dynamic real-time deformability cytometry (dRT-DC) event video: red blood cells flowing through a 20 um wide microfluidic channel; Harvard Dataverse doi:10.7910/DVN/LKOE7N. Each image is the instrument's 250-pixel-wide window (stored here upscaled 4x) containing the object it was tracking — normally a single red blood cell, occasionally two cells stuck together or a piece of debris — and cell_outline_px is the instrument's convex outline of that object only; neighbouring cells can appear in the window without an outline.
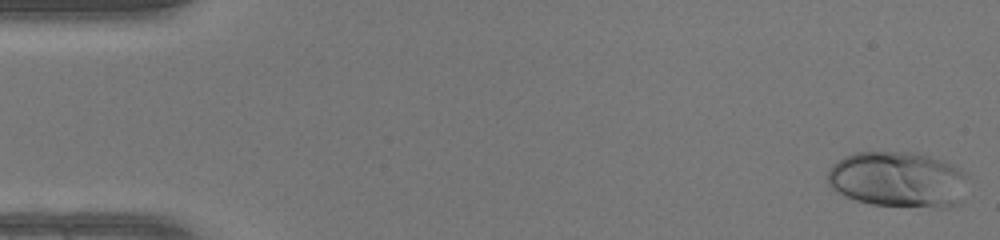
{"species": "human", "species_latin": "Homo sapiens", "temperature_condition": "warm", "stored_images_in_passage": 48, "camera_frame_rate_fps": 3000, "um_per_image_px": 0.085, "donor": {"sex": "female"}, "frame": {"image": 1, "passage_image": 1, "time_ms": 0.0, "image_size_px": [1000, 240], "cell_outline_px": [[968, 176], [960, 200], [956, 204], [944, 208], [940, 208], [872, 204], [856, 200], [844, 196], [836, 192], [828, 184], [828, 168], [832, 164], [844, 156], [856, 152], [908, 152], [928, 156], [944, 160], [964, 172]], "centroid_in_image_um": [76.3, 15.26], "position_along_channel_um": 8.7, "area_um2": 45.72}}
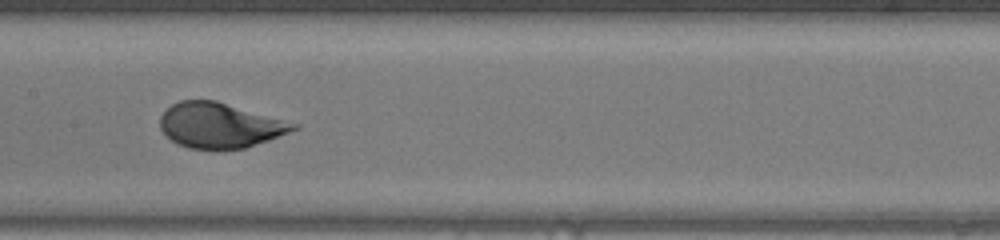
{"frame": {"image": 2, "passage_image": 24, "time_ms": 7.667, "image_size_px": [1000, 240], "cell_outline_px": [[300, 128], [268, 140], [244, 148], [220, 152], [216, 152], [188, 148], [172, 140], [160, 128], [160, 116], [172, 104], [180, 100], [216, 100], [300, 124]], "centroid_in_image_um": [18.7, 10.68], "position_along_channel_um": 188.7, "area_um2": 35.55}}
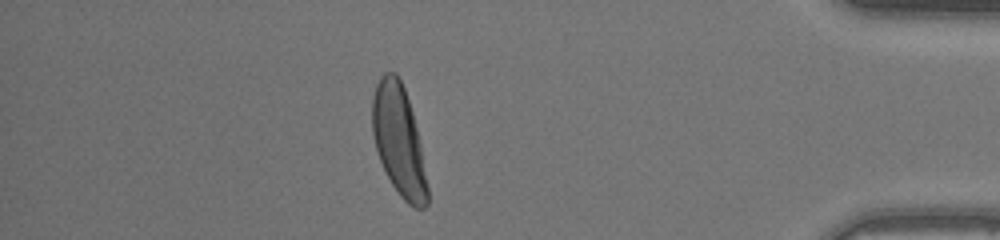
{"frame": {"image": 3, "passage_image": 42, "time_ms": 13.667, "image_size_px": [1000, 240], "cell_outline_px": [[428, 204], [424, 208], [416, 208], [408, 204], [400, 196], [392, 184], [380, 160], [376, 148], [372, 132], [372, 96], [376, 84], [380, 76], [384, 72], [396, 72], [404, 88], [412, 112], [420, 144], [428, 188]], "centroid_in_image_um": [33.88, 11.93], "position_along_channel_um": 401.3, "area_um2": 35.14}, "authors_computed_cell_mechanics": {"area_um2": 36.0094, "velocity_mm_per_s": 4.2667, "shape_relaxation_time_tau1_ms": 2.6779, "shape_relaxation_time_tau2_ms": null, "deformation_change_tau1": 0.2026, "deformation_change_tau2": null}}